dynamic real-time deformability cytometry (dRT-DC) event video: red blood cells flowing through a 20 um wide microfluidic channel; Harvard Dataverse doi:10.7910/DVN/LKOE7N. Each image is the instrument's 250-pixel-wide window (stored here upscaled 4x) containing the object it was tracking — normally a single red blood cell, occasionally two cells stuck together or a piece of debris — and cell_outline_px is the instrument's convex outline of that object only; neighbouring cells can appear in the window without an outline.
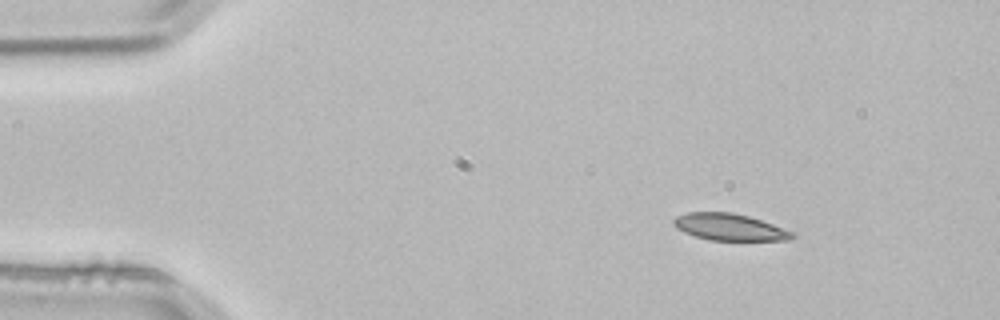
{"species": "common noctule bat (a hibernating species)", "species_latin": "Nyctalus noctula", "temperature_condition": "room temperature", "stored_images_in_passage": 3, "camera_frame_rate_fps": 3000, "um_per_image_px": 0.085, "animal": {"sex": "male", "body_mass_g": 21.5, "forearm_length_mm": 52.0}, "frame": {"image": 1, "passage_image": 1, "time_ms": 0.0, "image_size_px": [1000, 320], "cell_outline_px": [[796, 236], [792, 240], [708, 240], [684, 232], [676, 228], [672, 224], [672, 220], [676, 216], [688, 212], [732, 212], [748, 216], [796, 232]], "centroid_in_image_um": [62.02, 19.3], "position_along_channel_um": 23.0, "area_um2": 18.61}}
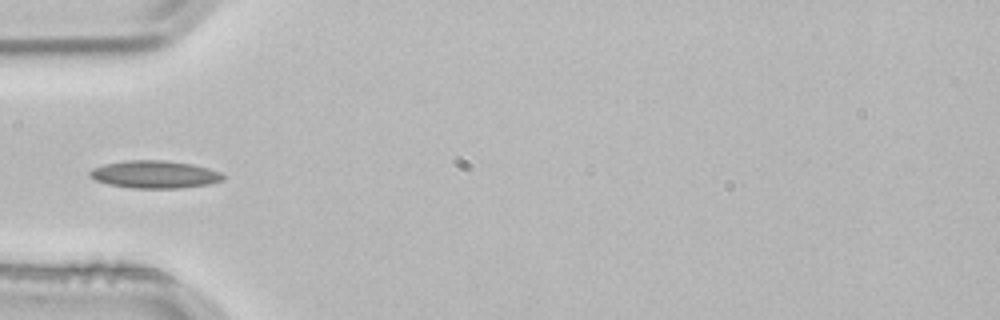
{"frame": {"image": 2, "passage_image": 3, "time_ms": 0.667, "image_size_px": [1000, 320], "cell_outline_px": [[224, 180], [208, 184], [180, 188], [132, 188], [108, 184], [96, 180], [88, 176], [88, 172], [92, 168], [108, 164], [128, 160], [164, 160], [192, 164], [208, 168], [220, 172], [224, 176]], "centroid_in_image_um": [13.15, 14.83], "position_along_channel_um": 71.9, "area_um2": 21.33}}